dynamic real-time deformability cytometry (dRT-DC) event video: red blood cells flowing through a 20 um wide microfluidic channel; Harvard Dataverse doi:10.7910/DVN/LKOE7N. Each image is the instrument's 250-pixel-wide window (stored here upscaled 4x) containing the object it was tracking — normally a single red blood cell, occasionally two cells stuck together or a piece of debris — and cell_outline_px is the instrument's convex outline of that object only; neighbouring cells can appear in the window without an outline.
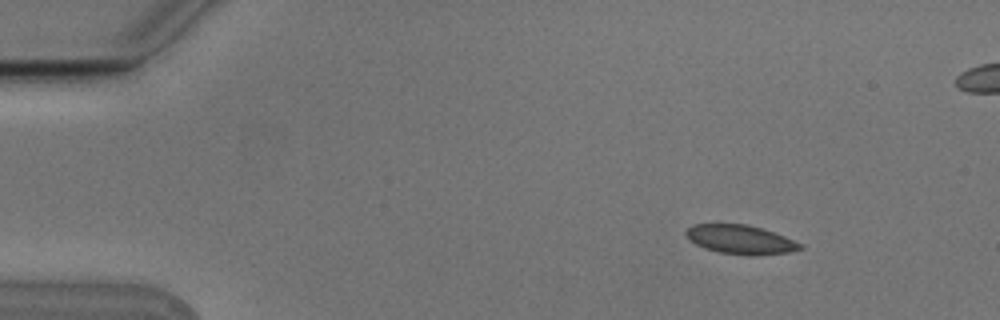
{"species": "Egyptian fruit bat (a non-hibernating species)", "species_latin": "Rousettus aegyptiacus", "temperature_condition": "cold", "stored_images_in_passage": 5, "camera_frame_rate_fps": 3000, "um_per_image_px": 0.085, "animal": {"sex": "male"}, "frame": {"image": 1, "passage_image": 1, "time_ms": 0.0, "image_size_px": [1000, 320], "cell_outline_px": [[804, 248], [788, 252], [756, 256], [748, 256], [720, 252], [704, 248], [688, 240], [684, 236], [684, 232], [692, 224], [748, 224], [784, 236], [804, 244]], "centroid_in_image_um": [62.92, 20.37], "position_along_channel_um": 22.1, "area_um2": 19.48}}